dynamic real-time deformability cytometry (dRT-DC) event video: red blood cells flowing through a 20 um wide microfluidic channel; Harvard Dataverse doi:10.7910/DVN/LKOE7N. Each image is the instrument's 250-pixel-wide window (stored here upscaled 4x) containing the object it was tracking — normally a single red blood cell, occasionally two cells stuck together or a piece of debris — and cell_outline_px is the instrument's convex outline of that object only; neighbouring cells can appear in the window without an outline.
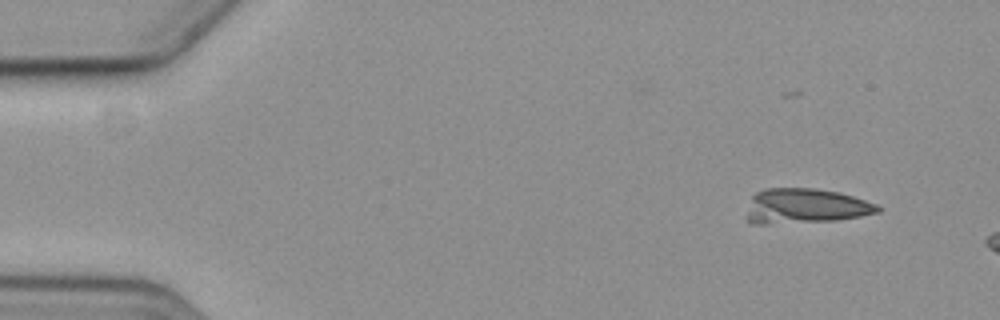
{"species": "common noctule bat (a hibernating species)", "species_latin": "Nyctalus noctula", "temperature_condition": "cold", "stored_images_in_passage": 4, "camera_frame_rate_fps": 3000, "um_per_image_px": 0.085, "animal": {"sex": "female", "body_mass_g": 19.3, "forearm_length_mm": 54.1}, "frame": {"image": 1, "passage_image": 1, "time_ms": 0.0, "image_size_px": [1000, 320], "cell_outline_px": [[880, 212], [860, 216], [836, 220], [768, 224], [748, 224], [748, 212], [752, 196], [756, 192], [764, 188], [816, 188], [840, 192], [876, 204], [880, 208]], "centroid_in_image_um": [68.44, 17.51], "position_along_channel_um": 16.6, "area_um2": 26.65}}